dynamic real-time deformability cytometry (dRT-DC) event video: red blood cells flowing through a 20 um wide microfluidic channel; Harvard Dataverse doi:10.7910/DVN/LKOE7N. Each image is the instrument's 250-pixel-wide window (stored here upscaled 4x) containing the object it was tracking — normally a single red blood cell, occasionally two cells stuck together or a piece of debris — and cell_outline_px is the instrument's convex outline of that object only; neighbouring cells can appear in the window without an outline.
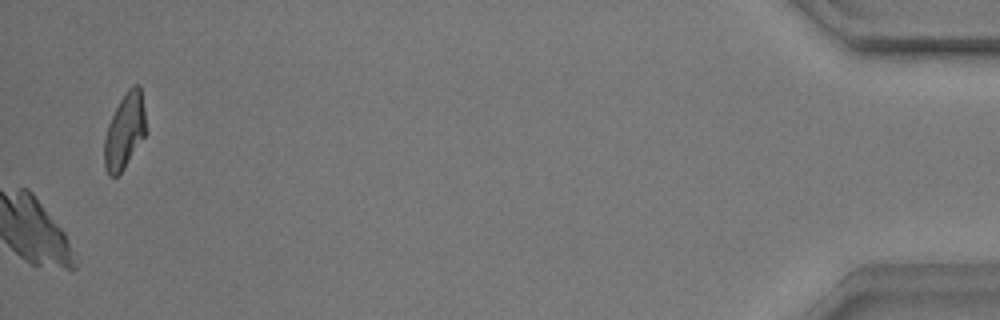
{"species": "common noctule bat (a hibernating species)", "species_latin": "Nyctalus noctula", "temperature_condition": "warm", "stored_images_in_passage": 54, "camera_frame_rate_fps": 3000, "um_per_image_px": 0.085, "animal": {"sex": "male", "body_mass_g": 17.9}, "frame": {"image": 1, "passage_image": 54, "time_ms": 17.667, "image_size_px": [1000, 320], "cell_outline_px": [[148, 132], [124, 168], [116, 176], [108, 176], [104, 168], [104, 136], [108, 124], [120, 100], [128, 88], [132, 84], [140, 84]], "centroid_in_image_um": [10.61, 11.14], "position_along_channel_um": 424.6, "area_um2": 18.61}}